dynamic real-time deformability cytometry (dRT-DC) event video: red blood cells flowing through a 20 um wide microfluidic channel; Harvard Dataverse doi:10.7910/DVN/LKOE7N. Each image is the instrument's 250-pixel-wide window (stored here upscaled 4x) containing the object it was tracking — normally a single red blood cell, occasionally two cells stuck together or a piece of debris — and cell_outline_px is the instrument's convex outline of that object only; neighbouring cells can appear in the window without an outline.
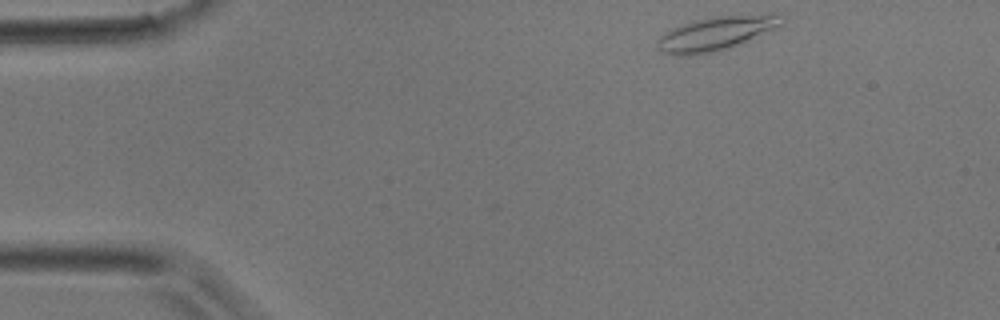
{"species": "common noctule bat (a hibernating species)", "species_latin": "Nyctalus noctula", "temperature_condition": "room temperature", "stored_images_in_passage": 3, "camera_frame_rate_fps": 3000, "um_per_image_px": 0.085, "animal": {"sex": "male", "body_mass_g": 17.9}, "frame": {"image": 1, "passage_image": 1, "time_ms": 0.0, "image_size_px": [1000, 320], "cell_outline_px": [[784, 24], [736, 44], [712, 52], [684, 56], [664, 52], [656, 48], [656, 40], [664, 32], [672, 28], [696, 20], [712, 16], [780, 12]], "centroid_in_image_um": [60.86, 2.8], "position_along_channel_um": 24.1, "area_um2": 24.28}}